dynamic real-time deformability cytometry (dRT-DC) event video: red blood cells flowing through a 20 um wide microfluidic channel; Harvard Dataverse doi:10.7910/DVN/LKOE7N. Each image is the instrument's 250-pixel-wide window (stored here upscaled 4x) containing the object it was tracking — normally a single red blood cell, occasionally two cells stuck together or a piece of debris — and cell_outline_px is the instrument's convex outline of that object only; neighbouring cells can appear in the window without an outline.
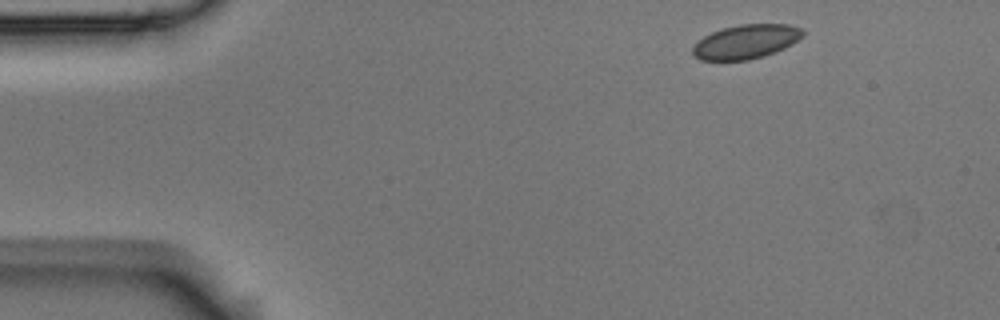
{"species": "Egyptian fruit bat (a non-hibernating species)", "species_latin": "Rousettus aegyptiacus", "temperature_condition": "room temperature", "stored_images_in_passage": 4, "camera_frame_rate_fps": 3000, "um_per_image_px": 0.085, "animal": {"sex": "male"}, "frame": {"image": 1, "passage_image": 1, "time_ms": 0.0, "image_size_px": [1000, 320], "cell_outline_px": [[804, 36], [792, 44], [776, 52], [764, 56], [748, 60], [700, 60], [692, 56], [692, 48], [704, 36], [712, 32], [724, 28], [740, 24], [788, 24], [800, 28], [804, 32]], "centroid_in_image_um": [63.42, 3.55], "position_along_channel_um": 21.6, "area_um2": 21.91}}
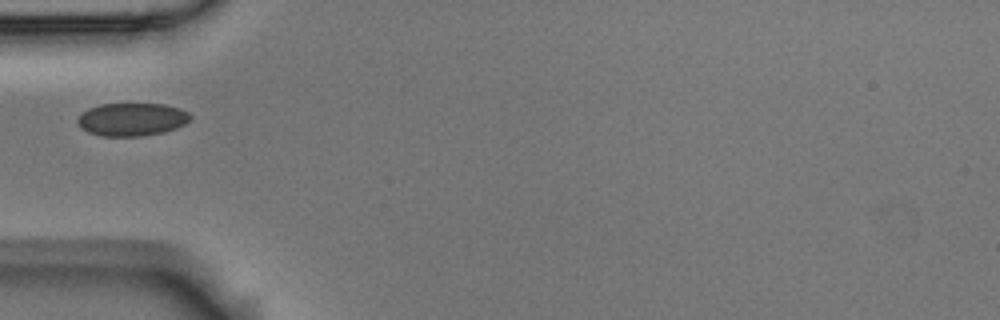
{"frame": {"image": 2, "passage_image": 4, "time_ms": 1.0, "image_size_px": [1000, 320], "cell_outline_px": [[192, 116], [184, 124], [176, 128], [164, 132], [140, 136], [100, 136], [88, 132], [80, 128], [76, 120], [80, 112], [88, 108], [100, 104], [164, 104], [180, 108], [188, 112]], "centroid_in_image_um": [11.16, 10.14], "position_along_channel_um": 73.8, "area_um2": 21.85}}